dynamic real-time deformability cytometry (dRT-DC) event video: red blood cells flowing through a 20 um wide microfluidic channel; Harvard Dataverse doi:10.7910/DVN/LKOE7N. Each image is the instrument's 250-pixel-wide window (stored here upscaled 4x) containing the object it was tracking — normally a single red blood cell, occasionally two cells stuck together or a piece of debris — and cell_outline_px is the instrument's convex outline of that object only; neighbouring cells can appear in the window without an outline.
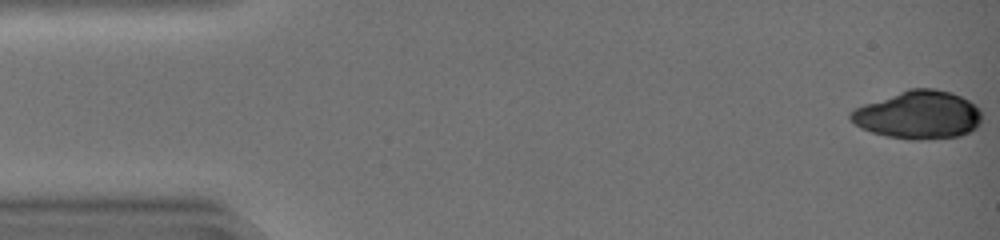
{"species": "common noctule bat (a hibernating species)", "species_latin": "Nyctalus noctula", "temperature_condition": "warm", "stored_images_in_passage": 17, "camera_frame_rate_fps": 3000, "um_per_image_px": 0.085, "animal": {"sex": "female", "body_mass_g": 19.0, "forearm_length_mm": 51.5}, "frame": {"image": 1, "passage_image": 1, "time_ms": 0.0, "image_size_px": [1000, 240], "cell_outline_px": [[980, 124], [972, 132], [960, 136], [916, 140], [908, 140], [888, 136], [872, 132], [860, 128], [848, 116], [848, 112], [864, 104], [908, 88], [932, 88], [952, 92], [976, 104], [980, 108]], "centroid_in_image_um": [78.08, 9.76], "position_along_channel_um": 6.9, "area_um2": 36.93}}